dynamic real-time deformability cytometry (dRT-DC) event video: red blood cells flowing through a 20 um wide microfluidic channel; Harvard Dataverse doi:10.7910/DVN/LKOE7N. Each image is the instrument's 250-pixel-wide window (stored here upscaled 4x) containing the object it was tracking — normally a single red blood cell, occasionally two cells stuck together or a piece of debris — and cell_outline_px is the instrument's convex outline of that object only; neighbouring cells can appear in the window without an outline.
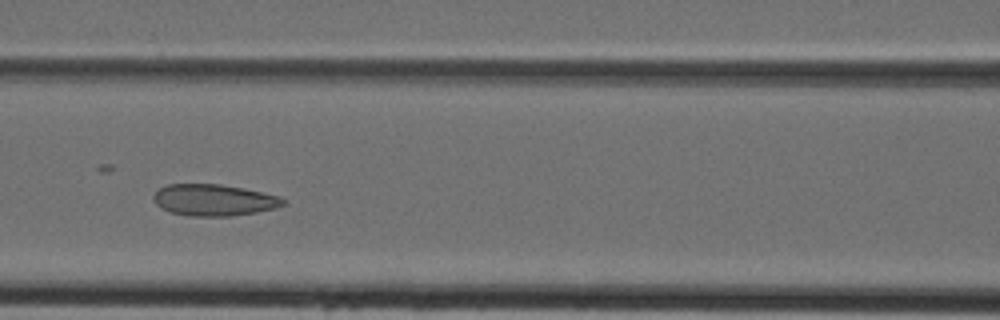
{"species": "Egyptian fruit bat (a non-hibernating species)", "species_latin": "Rousettus aegyptiacus", "temperature_condition": "cold", "stored_images_in_passage": 39, "camera_frame_rate_fps": 3000, "um_per_image_px": 0.085, "animal": {"sex": "female"}, "frame": {"image": 1, "passage_image": 13, "time_ms": 4.0, "image_size_px": [1000, 320], "cell_outline_px": [[288, 200], [284, 204], [276, 208], [256, 212], [232, 216], [188, 216], [172, 212], [160, 208], [152, 200], [152, 196], [160, 188], [168, 184], [220, 184], [244, 188], [280, 196]], "centroid_in_image_um": [18.19, 17.0], "position_along_channel_um": 148.4, "area_um2": 23.99}}
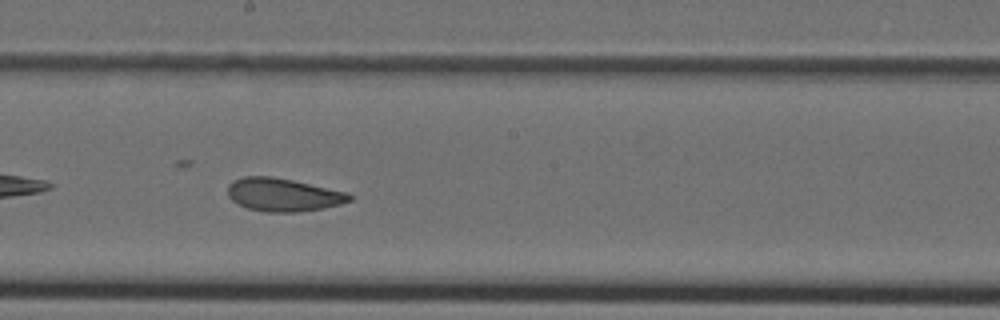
{"frame": {"image": 2, "passage_image": 18, "time_ms": 5.667, "image_size_px": [1000, 320], "cell_outline_px": [[352, 200], [340, 204], [324, 208], [296, 212], [268, 212], [248, 208], [232, 200], [228, 196], [228, 184], [232, 180], [244, 176], [272, 176], [292, 180], [348, 192], [352, 196]], "centroid_in_image_um": [24.07, 16.54], "position_along_channel_um": 224.1, "area_um2": 23.47}}
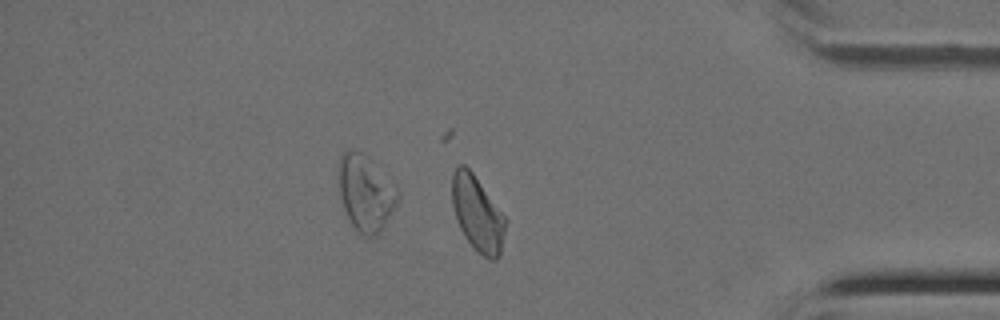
{"frame": {"image": 3, "passage_image": 31, "time_ms": 10.0, "image_size_px": [1000, 320], "cell_outline_px": [[508, 220], [500, 256], [496, 260], [488, 260], [464, 236], [456, 220], [452, 204], [452, 172], [460, 164], [464, 164], [472, 172]], "centroid_in_image_um": [40.6, 18.17], "position_along_channel_um": 394.6, "area_um2": 23.41}}